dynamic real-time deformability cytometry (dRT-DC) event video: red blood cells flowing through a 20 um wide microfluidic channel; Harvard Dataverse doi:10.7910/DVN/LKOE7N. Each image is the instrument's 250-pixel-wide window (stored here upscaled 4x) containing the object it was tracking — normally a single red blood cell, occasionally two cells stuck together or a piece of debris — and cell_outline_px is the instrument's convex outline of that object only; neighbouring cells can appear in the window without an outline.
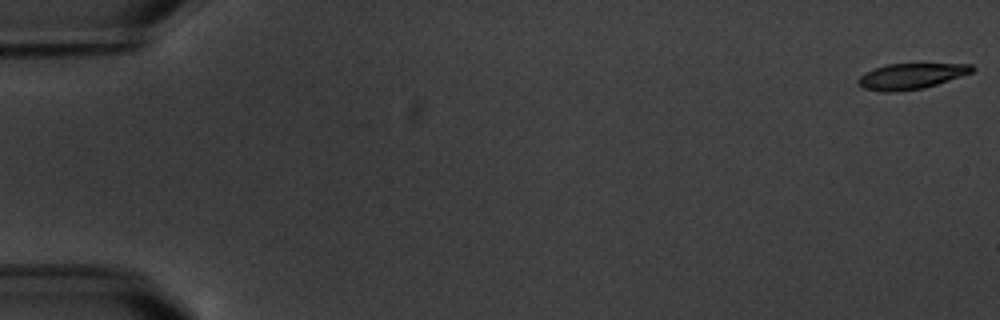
{"species": "common noctule bat (a hibernating species)", "species_latin": "Nyctalus noctula", "temperature_condition": "warm", "stored_images_in_passage": 5, "camera_frame_rate_fps": 3000, "um_per_image_px": 0.085, "animal": {"sex": "male", "body_mass_g": 20.1, "forearm_length_mm": 53.5}, "frame": {"image": 1, "passage_image": 1, "time_ms": 0.0, "image_size_px": [1000, 320], "cell_outline_px": [[976, 68], [972, 72], [924, 88], [896, 92], [884, 92], [864, 88], [856, 80], [860, 76], [876, 68], [888, 64], [972, 64]], "centroid_in_image_um": [77.45, 6.48], "position_along_channel_um": 7.5, "area_um2": 16.76}}
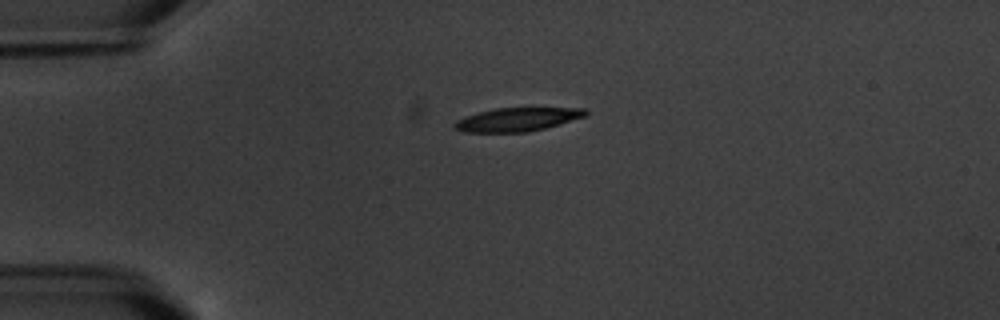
{"frame": {"image": 2, "passage_image": 4, "time_ms": 4.667, "image_size_px": [1000, 320], "cell_outline_px": [[588, 112], [584, 116], [560, 124], [528, 132], [464, 132], [452, 128], [452, 124], [456, 120], [464, 116], [496, 108], [584, 108]], "centroid_in_image_um": [43.91, 10.16], "position_along_channel_um": 41.1, "area_um2": 17.92}}